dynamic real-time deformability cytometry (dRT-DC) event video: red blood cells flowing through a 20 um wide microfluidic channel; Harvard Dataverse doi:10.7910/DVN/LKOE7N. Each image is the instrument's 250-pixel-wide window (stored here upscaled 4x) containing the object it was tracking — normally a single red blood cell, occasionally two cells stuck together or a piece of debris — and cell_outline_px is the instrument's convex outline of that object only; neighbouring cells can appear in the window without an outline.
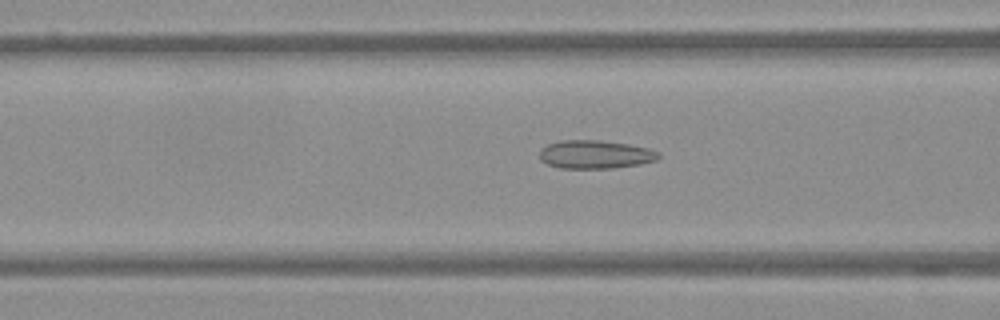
{"species": "Egyptian fruit bat (a non-hibernating species)", "species_latin": "Rousettus aegyptiacus", "temperature_condition": "warm", "stored_images_in_passage": 55, "camera_frame_rate_fps": 3000, "um_per_image_px": 0.085, "frame": {"image": 1, "passage_image": 22, "time_ms": 7.0, "image_size_px": [1000, 320], "cell_outline_px": [[660, 156], [656, 160], [640, 164], [612, 168], [560, 168], [548, 164], [540, 160], [540, 148], [548, 144], [560, 140], [600, 140], [628, 144], [648, 148], [660, 152]], "centroid_in_image_um": [50.59, 13.12], "position_along_channel_um": 116.0, "area_um2": 19.71}}
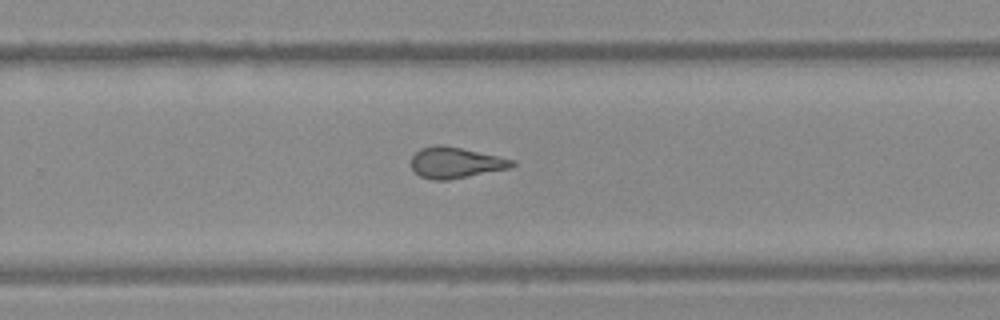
{"frame": {"image": 2, "passage_image": 36, "time_ms": 11.667, "image_size_px": [1000, 320], "cell_outline_px": [[516, 164], [512, 168], [448, 180], [432, 180], [420, 176], [412, 168], [412, 156], [420, 148], [436, 144], [444, 144], [516, 160]], "centroid_in_image_um": [38.75, 13.82], "position_along_channel_um": 291.1, "area_um2": 18.38}}
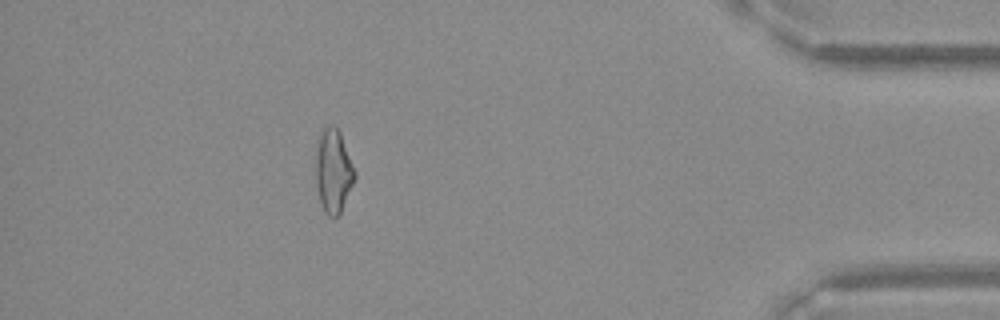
{"frame": {"image": 3, "passage_image": 49, "time_ms": 16.0, "image_size_px": [1000, 320], "cell_outline_px": [[356, 176], [340, 216], [328, 216], [324, 212], [320, 200], [316, 180], [316, 136], [328, 124], [332, 124], [340, 132], [356, 172]], "centroid_in_image_um": [28.33, 14.51], "position_along_channel_um": 406.9, "area_um2": 19.19}}